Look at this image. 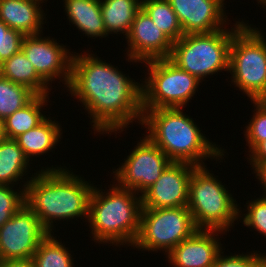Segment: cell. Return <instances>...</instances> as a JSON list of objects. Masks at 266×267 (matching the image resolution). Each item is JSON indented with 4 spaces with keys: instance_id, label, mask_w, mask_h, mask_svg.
Returning <instances> with one entry per match:
<instances>
[{
    "instance_id": "obj_1",
    "label": "cell",
    "mask_w": 266,
    "mask_h": 267,
    "mask_svg": "<svg viewBox=\"0 0 266 267\" xmlns=\"http://www.w3.org/2000/svg\"><path fill=\"white\" fill-rule=\"evenodd\" d=\"M118 69L92 53L73 54L68 91L92 117L94 132L120 133L136 119L142 123V84Z\"/></svg>"
},
{
    "instance_id": "obj_2",
    "label": "cell",
    "mask_w": 266,
    "mask_h": 267,
    "mask_svg": "<svg viewBox=\"0 0 266 267\" xmlns=\"http://www.w3.org/2000/svg\"><path fill=\"white\" fill-rule=\"evenodd\" d=\"M23 184L25 204L52 233L55 220L88 219L93 184L63 167L41 169Z\"/></svg>"
},
{
    "instance_id": "obj_3",
    "label": "cell",
    "mask_w": 266,
    "mask_h": 267,
    "mask_svg": "<svg viewBox=\"0 0 266 267\" xmlns=\"http://www.w3.org/2000/svg\"><path fill=\"white\" fill-rule=\"evenodd\" d=\"M182 110L183 108L143 110L141 125L149 131L146 132V136L172 162L206 166L202 159L204 161L207 158L222 159L225 151L210 142L201 133L194 120L184 114Z\"/></svg>"
},
{
    "instance_id": "obj_4",
    "label": "cell",
    "mask_w": 266,
    "mask_h": 267,
    "mask_svg": "<svg viewBox=\"0 0 266 267\" xmlns=\"http://www.w3.org/2000/svg\"><path fill=\"white\" fill-rule=\"evenodd\" d=\"M114 185L107 192L93 187L87 219L93 241L132 246L140 227L141 195Z\"/></svg>"
},
{
    "instance_id": "obj_5",
    "label": "cell",
    "mask_w": 266,
    "mask_h": 267,
    "mask_svg": "<svg viewBox=\"0 0 266 267\" xmlns=\"http://www.w3.org/2000/svg\"><path fill=\"white\" fill-rule=\"evenodd\" d=\"M205 167L197 166L192 172L187 207L198 229L226 232L240 218L241 210L225 185Z\"/></svg>"
},
{
    "instance_id": "obj_6",
    "label": "cell",
    "mask_w": 266,
    "mask_h": 267,
    "mask_svg": "<svg viewBox=\"0 0 266 267\" xmlns=\"http://www.w3.org/2000/svg\"><path fill=\"white\" fill-rule=\"evenodd\" d=\"M237 21L235 28L220 29L212 33L186 34L173 42L169 60L181 70L202 81L206 76L229 71V51L234 32L243 24Z\"/></svg>"
},
{
    "instance_id": "obj_7",
    "label": "cell",
    "mask_w": 266,
    "mask_h": 267,
    "mask_svg": "<svg viewBox=\"0 0 266 267\" xmlns=\"http://www.w3.org/2000/svg\"><path fill=\"white\" fill-rule=\"evenodd\" d=\"M228 72L233 85L251 101L266 100V38L262 31L244 22L234 32Z\"/></svg>"
},
{
    "instance_id": "obj_8",
    "label": "cell",
    "mask_w": 266,
    "mask_h": 267,
    "mask_svg": "<svg viewBox=\"0 0 266 267\" xmlns=\"http://www.w3.org/2000/svg\"><path fill=\"white\" fill-rule=\"evenodd\" d=\"M148 76L142 85V110L182 108L195 95L201 81L167 59L144 62ZM144 84V85H143Z\"/></svg>"
},
{
    "instance_id": "obj_9",
    "label": "cell",
    "mask_w": 266,
    "mask_h": 267,
    "mask_svg": "<svg viewBox=\"0 0 266 267\" xmlns=\"http://www.w3.org/2000/svg\"><path fill=\"white\" fill-rule=\"evenodd\" d=\"M198 228L188 207L142 208L139 232L133 247L165 251L166 255Z\"/></svg>"
},
{
    "instance_id": "obj_10",
    "label": "cell",
    "mask_w": 266,
    "mask_h": 267,
    "mask_svg": "<svg viewBox=\"0 0 266 267\" xmlns=\"http://www.w3.org/2000/svg\"><path fill=\"white\" fill-rule=\"evenodd\" d=\"M172 161L147 136L134 147L121 167L113 171L120 188L143 194Z\"/></svg>"
},
{
    "instance_id": "obj_11",
    "label": "cell",
    "mask_w": 266,
    "mask_h": 267,
    "mask_svg": "<svg viewBox=\"0 0 266 267\" xmlns=\"http://www.w3.org/2000/svg\"><path fill=\"white\" fill-rule=\"evenodd\" d=\"M49 234L36 214L24 204L0 228V256L5 260L32 259Z\"/></svg>"
},
{
    "instance_id": "obj_12",
    "label": "cell",
    "mask_w": 266,
    "mask_h": 267,
    "mask_svg": "<svg viewBox=\"0 0 266 267\" xmlns=\"http://www.w3.org/2000/svg\"><path fill=\"white\" fill-rule=\"evenodd\" d=\"M40 35L25 36L21 50L47 84L50 85L49 82L52 83L58 77L68 88L71 81L73 52L71 54L65 45L58 44L54 38Z\"/></svg>"
},
{
    "instance_id": "obj_13",
    "label": "cell",
    "mask_w": 266,
    "mask_h": 267,
    "mask_svg": "<svg viewBox=\"0 0 266 267\" xmlns=\"http://www.w3.org/2000/svg\"><path fill=\"white\" fill-rule=\"evenodd\" d=\"M196 167L191 163L171 162L160 178L141 195L142 208L187 207L189 182Z\"/></svg>"
},
{
    "instance_id": "obj_14",
    "label": "cell",
    "mask_w": 266,
    "mask_h": 267,
    "mask_svg": "<svg viewBox=\"0 0 266 267\" xmlns=\"http://www.w3.org/2000/svg\"><path fill=\"white\" fill-rule=\"evenodd\" d=\"M127 39L128 62H147L169 58L173 42L153 23L141 8L125 37Z\"/></svg>"
},
{
    "instance_id": "obj_15",
    "label": "cell",
    "mask_w": 266,
    "mask_h": 267,
    "mask_svg": "<svg viewBox=\"0 0 266 267\" xmlns=\"http://www.w3.org/2000/svg\"><path fill=\"white\" fill-rule=\"evenodd\" d=\"M168 1L177 15L184 35L212 33L226 28L228 21L224 13L225 0Z\"/></svg>"
},
{
    "instance_id": "obj_16",
    "label": "cell",
    "mask_w": 266,
    "mask_h": 267,
    "mask_svg": "<svg viewBox=\"0 0 266 267\" xmlns=\"http://www.w3.org/2000/svg\"><path fill=\"white\" fill-rule=\"evenodd\" d=\"M219 232L223 233L220 230L198 229L167 254L168 262L174 267H212L223 250L217 238Z\"/></svg>"
},
{
    "instance_id": "obj_17",
    "label": "cell",
    "mask_w": 266,
    "mask_h": 267,
    "mask_svg": "<svg viewBox=\"0 0 266 267\" xmlns=\"http://www.w3.org/2000/svg\"><path fill=\"white\" fill-rule=\"evenodd\" d=\"M41 3L40 0H0V21L25 36L41 34L45 18Z\"/></svg>"
},
{
    "instance_id": "obj_18",
    "label": "cell",
    "mask_w": 266,
    "mask_h": 267,
    "mask_svg": "<svg viewBox=\"0 0 266 267\" xmlns=\"http://www.w3.org/2000/svg\"><path fill=\"white\" fill-rule=\"evenodd\" d=\"M66 16L88 37H106L100 0H63Z\"/></svg>"
},
{
    "instance_id": "obj_19",
    "label": "cell",
    "mask_w": 266,
    "mask_h": 267,
    "mask_svg": "<svg viewBox=\"0 0 266 267\" xmlns=\"http://www.w3.org/2000/svg\"><path fill=\"white\" fill-rule=\"evenodd\" d=\"M55 121L48 117L35 128L15 138L29 161L34 155L41 156L48 153L60 142L62 129L58 121Z\"/></svg>"
},
{
    "instance_id": "obj_20",
    "label": "cell",
    "mask_w": 266,
    "mask_h": 267,
    "mask_svg": "<svg viewBox=\"0 0 266 267\" xmlns=\"http://www.w3.org/2000/svg\"><path fill=\"white\" fill-rule=\"evenodd\" d=\"M0 76L29 88L36 95H49L48 84L38 75L22 50L0 63Z\"/></svg>"
},
{
    "instance_id": "obj_21",
    "label": "cell",
    "mask_w": 266,
    "mask_h": 267,
    "mask_svg": "<svg viewBox=\"0 0 266 267\" xmlns=\"http://www.w3.org/2000/svg\"><path fill=\"white\" fill-rule=\"evenodd\" d=\"M142 0H100L101 14L108 34L125 33L131 28L137 12L141 9Z\"/></svg>"
},
{
    "instance_id": "obj_22",
    "label": "cell",
    "mask_w": 266,
    "mask_h": 267,
    "mask_svg": "<svg viewBox=\"0 0 266 267\" xmlns=\"http://www.w3.org/2000/svg\"><path fill=\"white\" fill-rule=\"evenodd\" d=\"M48 97V95H36L27 105L4 119V136L15 139L42 123L47 117L42 114L41 109L47 105Z\"/></svg>"
},
{
    "instance_id": "obj_23",
    "label": "cell",
    "mask_w": 266,
    "mask_h": 267,
    "mask_svg": "<svg viewBox=\"0 0 266 267\" xmlns=\"http://www.w3.org/2000/svg\"><path fill=\"white\" fill-rule=\"evenodd\" d=\"M29 164L15 139L4 137L0 140V185L14 186L23 179Z\"/></svg>"
},
{
    "instance_id": "obj_24",
    "label": "cell",
    "mask_w": 266,
    "mask_h": 267,
    "mask_svg": "<svg viewBox=\"0 0 266 267\" xmlns=\"http://www.w3.org/2000/svg\"><path fill=\"white\" fill-rule=\"evenodd\" d=\"M141 8L172 42L178 41L184 35L168 0H142Z\"/></svg>"
},
{
    "instance_id": "obj_25",
    "label": "cell",
    "mask_w": 266,
    "mask_h": 267,
    "mask_svg": "<svg viewBox=\"0 0 266 267\" xmlns=\"http://www.w3.org/2000/svg\"><path fill=\"white\" fill-rule=\"evenodd\" d=\"M32 261L35 267H73L68 248L49 233L39 244Z\"/></svg>"
},
{
    "instance_id": "obj_26",
    "label": "cell",
    "mask_w": 266,
    "mask_h": 267,
    "mask_svg": "<svg viewBox=\"0 0 266 267\" xmlns=\"http://www.w3.org/2000/svg\"><path fill=\"white\" fill-rule=\"evenodd\" d=\"M35 96L29 88L0 76V118L6 119L27 105Z\"/></svg>"
},
{
    "instance_id": "obj_27",
    "label": "cell",
    "mask_w": 266,
    "mask_h": 267,
    "mask_svg": "<svg viewBox=\"0 0 266 267\" xmlns=\"http://www.w3.org/2000/svg\"><path fill=\"white\" fill-rule=\"evenodd\" d=\"M256 108L254 116L246 126L245 138L251 152L261 141L266 140V100L251 101Z\"/></svg>"
},
{
    "instance_id": "obj_28",
    "label": "cell",
    "mask_w": 266,
    "mask_h": 267,
    "mask_svg": "<svg viewBox=\"0 0 266 267\" xmlns=\"http://www.w3.org/2000/svg\"><path fill=\"white\" fill-rule=\"evenodd\" d=\"M11 185H0V228L25 204V189L19 192Z\"/></svg>"
},
{
    "instance_id": "obj_29",
    "label": "cell",
    "mask_w": 266,
    "mask_h": 267,
    "mask_svg": "<svg viewBox=\"0 0 266 267\" xmlns=\"http://www.w3.org/2000/svg\"><path fill=\"white\" fill-rule=\"evenodd\" d=\"M24 37V34L0 21V63L21 51Z\"/></svg>"
},
{
    "instance_id": "obj_30",
    "label": "cell",
    "mask_w": 266,
    "mask_h": 267,
    "mask_svg": "<svg viewBox=\"0 0 266 267\" xmlns=\"http://www.w3.org/2000/svg\"><path fill=\"white\" fill-rule=\"evenodd\" d=\"M220 252L212 267H266V254L259 252L223 256Z\"/></svg>"
},
{
    "instance_id": "obj_31",
    "label": "cell",
    "mask_w": 266,
    "mask_h": 267,
    "mask_svg": "<svg viewBox=\"0 0 266 267\" xmlns=\"http://www.w3.org/2000/svg\"><path fill=\"white\" fill-rule=\"evenodd\" d=\"M247 205V214H244L243 224L254 228L255 231H258L260 234L266 236V194H263V197L251 200L246 203Z\"/></svg>"
},
{
    "instance_id": "obj_32",
    "label": "cell",
    "mask_w": 266,
    "mask_h": 267,
    "mask_svg": "<svg viewBox=\"0 0 266 267\" xmlns=\"http://www.w3.org/2000/svg\"><path fill=\"white\" fill-rule=\"evenodd\" d=\"M249 154V161L256 175L266 166V140L261 141Z\"/></svg>"
},
{
    "instance_id": "obj_33",
    "label": "cell",
    "mask_w": 266,
    "mask_h": 267,
    "mask_svg": "<svg viewBox=\"0 0 266 267\" xmlns=\"http://www.w3.org/2000/svg\"><path fill=\"white\" fill-rule=\"evenodd\" d=\"M0 267H35L32 259L5 260Z\"/></svg>"
},
{
    "instance_id": "obj_34",
    "label": "cell",
    "mask_w": 266,
    "mask_h": 267,
    "mask_svg": "<svg viewBox=\"0 0 266 267\" xmlns=\"http://www.w3.org/2000/svg\"><path fill=\"white\" fill-rule=\"evenodd\" d=\"M256 178L259 179L264 189L263 193L266 194V166L256 175Z\"/></svg>"
},
{
    "instance_id": "obj_35",
    "label": "cell",
    "mask_w": 266,
    "mask_h": 267,
    "mask_svg": "<svg viewBox=\"0 0 266 267\" xmlns=\"http://www.w3.org/2000/svg\"><path fill=\"white\" fill-rule=\"evenodd\" d=\"M4 137V123L3 120L0 118V140Z\"/></svg>"
},
{
    "instance_id": "obj_36",
    "label": "cell",
    "mask_w": 266,
    "mask_h": 267,
    "mask_svg": "<svg viewBox=\"0 0 266 267\" xmlns=\"http://www.w3.org/2000/svg\"><path fill=\"white\" fill-rule=\"evenodd\" d=\"M257 1H259L258 3H260V5L263 4V6H266V0H257Z\"/></svg>"
}]
</instances>
